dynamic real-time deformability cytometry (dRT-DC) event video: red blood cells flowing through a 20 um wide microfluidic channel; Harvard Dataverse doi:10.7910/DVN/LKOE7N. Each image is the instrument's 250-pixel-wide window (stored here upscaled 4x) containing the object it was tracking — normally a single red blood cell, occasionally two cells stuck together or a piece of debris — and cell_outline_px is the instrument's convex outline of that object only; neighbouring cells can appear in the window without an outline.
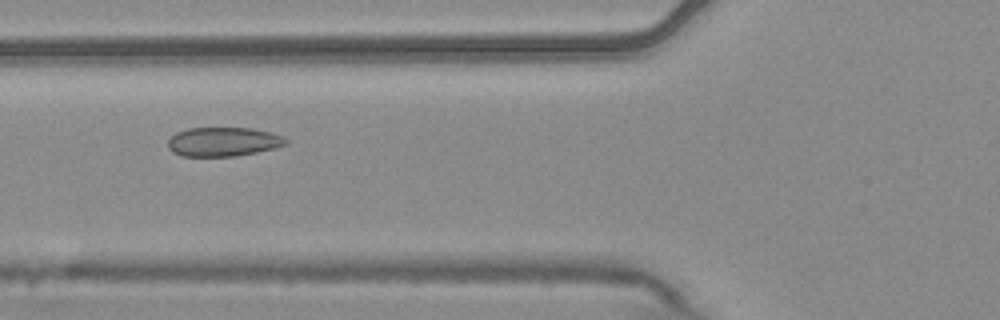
{"species": "common noctule bat (a hibernating species)", "species_latin": "Nyctalus noctula", "temperature_condition": "warm", "stored_images_in_passage": 6, "camera_frame_rate_fps": 3000, "um_per_image_px": 0.085, "animal": {"sex": "male", "body_mass_g": 20.4}, "frame": {"image": 1, "passage_image": 2, "time_ms": 0.333, "image_size_px": [1000, 320], "cell_outline_px": [[288, 144], [276, 148], [236, 156], [180, 156], [172, 152], [168, 148], [168, 140], [176, 132], [188, 128], [252, 128], [272, 132], [284, 136], [288, 140]], "centroid_in_image_um": [19.0, 12.05], "position_along_channel_um": 106.8, "area_um2": 20.23}}
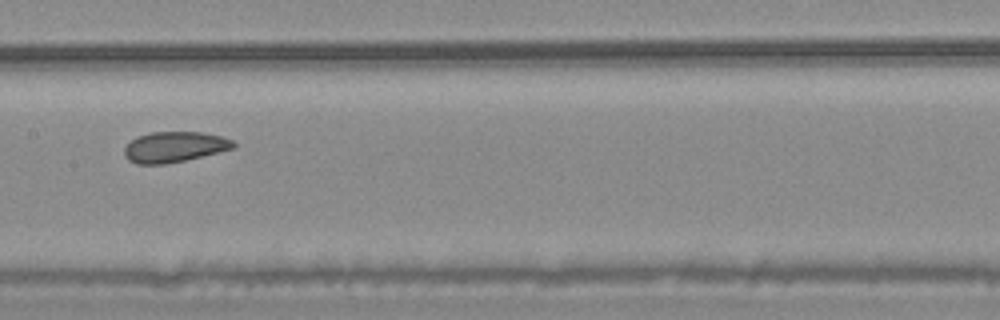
{"frame": {"image": 2, "passage_image": 4, "time_ms": 1.0, "image_size_px": [1000, 320], "cell_outline_px": [[236, 148], [220, 152], [184, 160], [164, 164], [136, 164], [128, 160], [124, 156], [124, 148], [136, 136], [152, 132], [200, 132], [220, 136], [232, 140], [236, 144]], "centroid_in_image_um": [14.82, 12.49], "position_along_channel_um": 192.6, "area_um2": 19.42}}
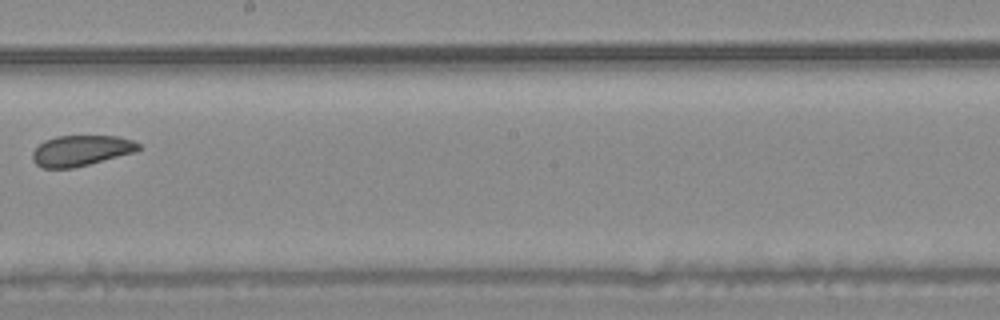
{"frame": {"image": 3, "passage_image": 5, "time_ms": 1.333, "image_size_px": [1000, 320], "cell_outline_px": [[140, 148], [132, 152], [88, 164], [72, 168], [44, 168], [36, 164], [32, 160], [32, 152], [44, 140], [56, 136], [116, 136], [132, 140], [140, 144]], "centroid_in_image_um": [6.83, 12.79], "position_along_channel_um": 241.4, "area_um2": 18.61}}